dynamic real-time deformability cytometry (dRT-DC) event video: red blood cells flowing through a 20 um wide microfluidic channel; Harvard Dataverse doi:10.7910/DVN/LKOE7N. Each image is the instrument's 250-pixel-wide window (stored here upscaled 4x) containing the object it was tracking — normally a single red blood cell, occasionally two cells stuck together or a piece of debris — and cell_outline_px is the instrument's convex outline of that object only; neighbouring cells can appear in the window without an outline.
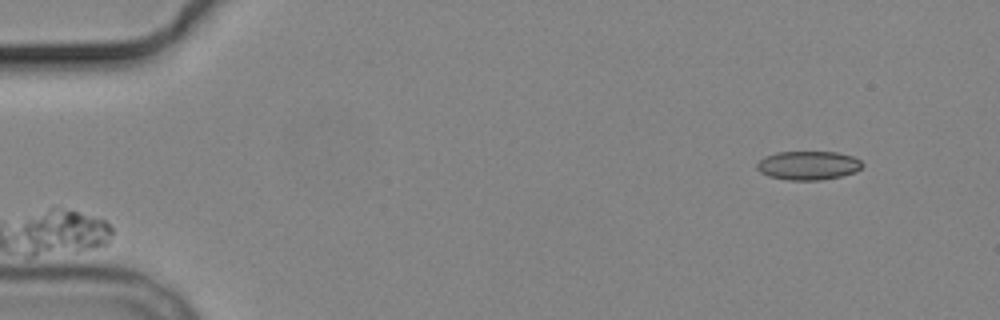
{"species": "common noctule bat (a hibernating species)", "species_latin": "Nyctalus noctula", "temperature_condition": "cold", "stored_images_in_passage": 5, "camera_frame_rate_fps": 3000, "um_per_image_px": 0.085, "animal": {"sex": "male", "body_mass_g": 19.2, "forearm_length_mm": 51.8}, "frame": {"image": 1, "passage_image": 1, "time_ms": 0.0, "image_size_px": [1000, 320], "cell_outline_px": [[864, 164], [856, 172], [840, 176], [820, 180], [788, 180], [768, 176], [760, 172], [756, 168], [756, 164], [764, 156], [776, 152], [836, 152], [852, 156], [860, 160]], "centroid_in_image_um": [68.68, 14.06], "position_along_channel_um": 16.3, "area_um2": 17.74}}
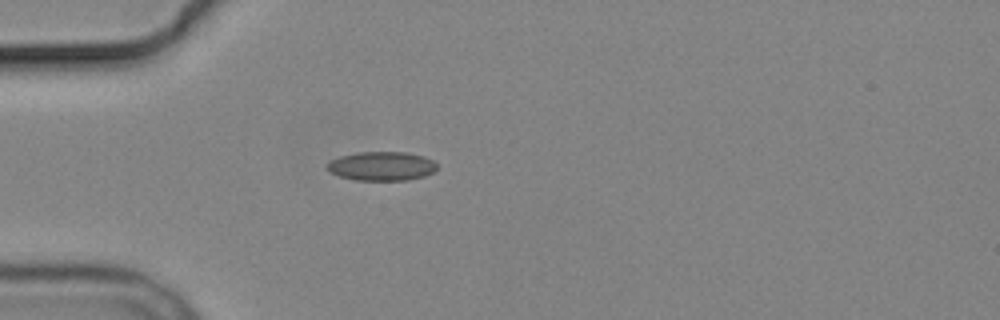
{"frame": {"image": 2, "passage_image": 4, "time_ms": 3.667, "image_size_px": [1000, 320], "cell_outline_px": [[436, 168], [432, 172], [424, 176], [408, 180], [356, 180], [340, 176], [324, 168], [324, 164], [328, 160], [340, 156], [356, 152], [408, 152], [424, 156], [432, 160], [436, 164]], "centroid_in_image_um": [32.39, 14.11], "position_along_channel_um": 52.6, "area_um2": 18.73}}